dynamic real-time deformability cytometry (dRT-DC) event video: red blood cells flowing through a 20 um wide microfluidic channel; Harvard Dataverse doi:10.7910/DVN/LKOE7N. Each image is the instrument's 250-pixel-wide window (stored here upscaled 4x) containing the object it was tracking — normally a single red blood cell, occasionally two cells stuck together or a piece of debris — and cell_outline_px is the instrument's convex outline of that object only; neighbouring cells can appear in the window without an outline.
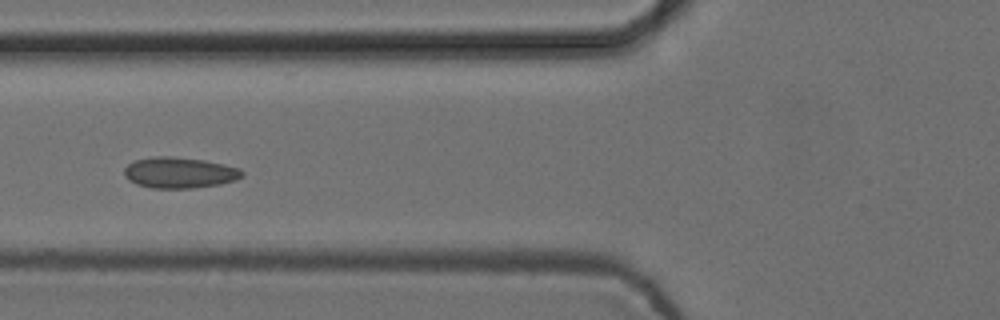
{"species": "common noctule bat (a hibernating species)", "species_latin": "Nyctalus noctula", "temperature_condition": "cold", "stored_images_in_passage": 55, "camera_frame_rate_fps": 3000, "um_per_image_px": 0.085, "animal": {"sex": "female", "body_mass_g": 24.6, "forearm_length_mm": 56.2}, "frame": {"image": 1, "passage_image": 21, "time_ms": 6.667, "image_size_px": [1000, 320], "cell_outline_px": [[244, 176], [236, 180], [220, 184], [192, 188], [152, 188], [136, 184], [128, 180], [124, 176], [124, 168], [128, 164], [136, 160], [156, 156], [172, 156], [204, 160], [224, 164], [240, 168], [244, 172]], "centroid_in_image_um": [15.27, 14.68], "position_along_channel_um": 110.5, "area_um2": 21.39}}
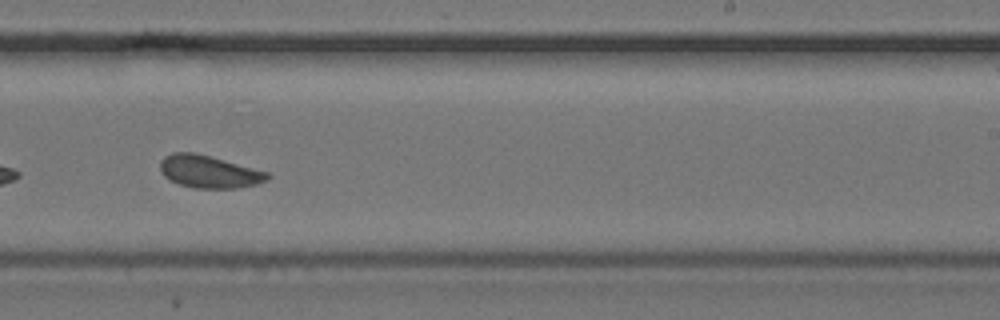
{"frame": {"image": 2, "passage_image": 34, "time_ms": 11.0, "image_size_px": [1000, 320], "cell_outline_px": [[272, 176], [268, 180], [256, 184], [236, 188], [196, 188], [180, 184], [168, 180], [160, 172], [160, 160], [164, 156], [172, 152], [196, 152], [268, 172]], "centroid_in_image_um": [17.74, 14.58], "position_along_channel_um": 271.3, "area_um2": 20.46}}
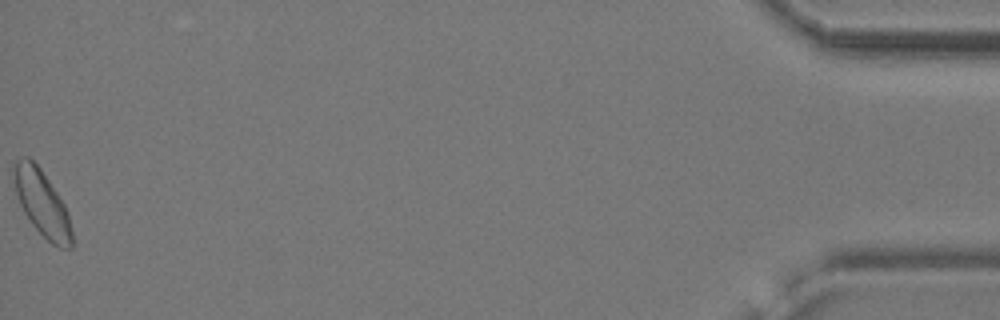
{"frame": {"image": 3, "passage_image": 55, "time_ms": 18.0, "image_size_px": [1000, 320], "cell_outline_px": [[72, 248], [60, 248], [52, 244], [32, 224], [24, 212], [20, 204], [16, 192], [12, 168], [16, 160], [24, 156], [28, 156], [40, 168], [64, 204], [68, 212], [72, 232]], "centroid_in_image_um": [3.57, 17.27], "position_along_channel_um": 431.6, "area_um2": 21.96}, "authors_computed_cell_mechanics": {"area_um2": 20.808, "velocity_mm_per_s": 3.7147, "shape_relaxation_time_tau1_ms": null, "shape_relaxation_time_tau2_ms": 1.277, "deformation_change_tau1": null, "deformation_change_tau2": 0.0513}}